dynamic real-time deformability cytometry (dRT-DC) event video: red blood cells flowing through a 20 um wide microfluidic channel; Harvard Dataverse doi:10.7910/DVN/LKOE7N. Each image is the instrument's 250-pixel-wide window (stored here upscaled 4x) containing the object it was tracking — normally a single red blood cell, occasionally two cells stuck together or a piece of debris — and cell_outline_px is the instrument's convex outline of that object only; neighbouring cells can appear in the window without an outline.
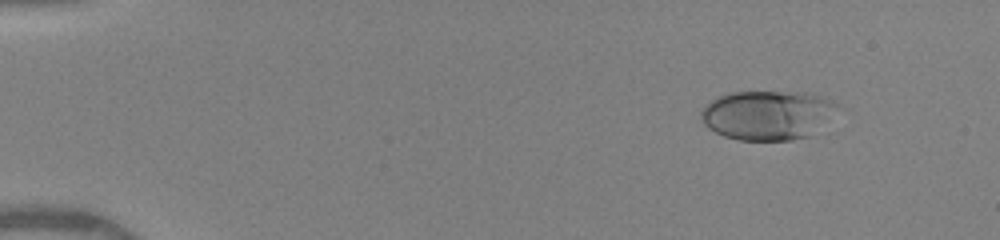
{"species": "human", "species_latin": "Homo sapiens", "temperature_condition": "warm", "stored_images_in_passage": 50, "camera_frame_rate_fps": 3000, "um_per_image_px": 0.085, "donor": {"sex": "female"}, "frame": {"image": 1, "passage_image": 6, "time_ms": 1.667, "image_size_px": [1000, 240], "cell_outline_px": [[840, 104], [808, 136], [792, 140], [740, 140], [724, 136], [708, 128], [700, 120], [700, 112], [712, 100], [720, 96], [732, 92], [804, 92], [820, 96], [832, 100]], "centroid_in_image_um": [65.17, 9.77], "position_along_channel_um": 19.8, "area_um2": 38.55}}
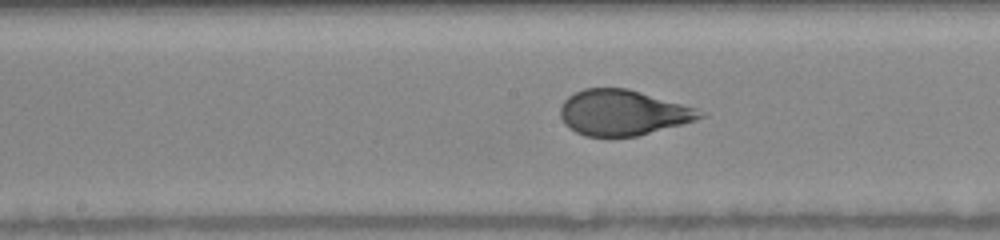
{"frame": {"image": 2, "passage_image": 27, "time_ms": 8.667, "image_size_px": [1000, 240], "cell_outline_px": [[708, 116], [696, 120], [636, 136], [584, 136], [568, 128], [564, 124], [560, 116], [560, 108], [564, 100], [568, 96], [584, 88], [628, 88], [696, 108]], "centroid_in_image_um": [52.91, 9.57], "position_along_channel_um": 195.3, "area_um2": 36.88}}
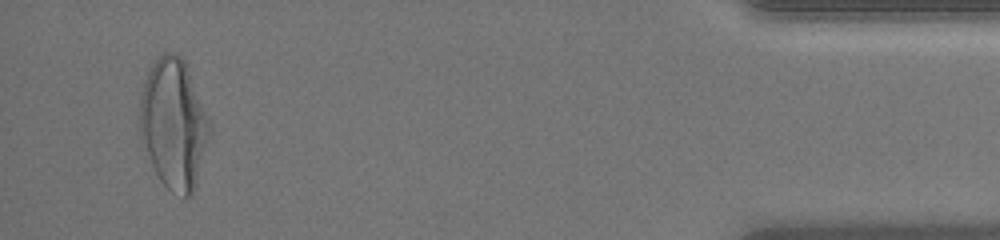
{"frame": {"image": 3, "passage_image": 48, "time_ms": 15.667, "image_size_px": [1000, 240], "cell_outline_px": [[212, 128], [196, 184], [192, 196], [184, 196], [172, 192], [160, 180], [148, 156], [140, 128], [140, 96], [144, 80], [156, 56], [164, 52], [176, 52], [184, 60]], "centroid_in_image_um": [14.77, 10.5], "position_along_channel_um": 420.4, "area_um2": 52.25}, "authors_computed_cell_mechanics": {"area_um2": 38.2347, "velocity_mm_per_s": 4.1065, "shape_relaxation_time_tau1_ms": 3.9785, "shape_relaxation_time_tau2_ms": null, "deformation_change_tau1": 0.2037, "deformation_change_tau2": null}}